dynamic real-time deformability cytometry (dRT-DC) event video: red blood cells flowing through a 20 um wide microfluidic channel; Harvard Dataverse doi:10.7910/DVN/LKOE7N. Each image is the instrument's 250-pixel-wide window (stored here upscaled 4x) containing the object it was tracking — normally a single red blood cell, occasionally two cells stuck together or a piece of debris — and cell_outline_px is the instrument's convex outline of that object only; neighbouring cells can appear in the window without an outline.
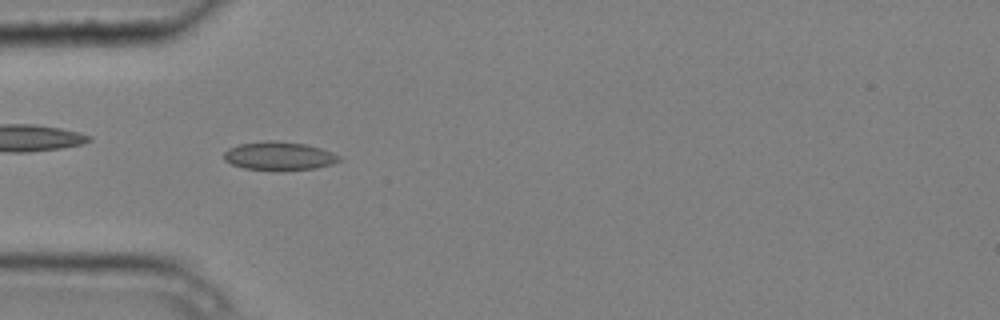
{"species": "common noctule bat (a hibernating species)", "species_latin": "Nyctalus noctula", "temperature_condition": "cold", "stored_images_in_passage": 7, "camera_frame_rate_fps": 3000, "um_per_image_px": 0.085, "animal": {"sex": "male", "body_mass_g": 20.4}, "frame": {"image": 1, "passage_image": 6, "time_ms": 1.667, "image_size_px": [1000, 320], "cell_outline_px": [[340, 160], [332, 164], [316, 168], [244, 168], [232, 164], [224, 160], [224, 152], [228, 148], [240, 144], [268, 140], [276, 140], [304, 144], [320, 148], [332, 152], [340, 156]], "centroid_in_image_um": [23.71, 13.21], "position_along_channel_um": 61.3, "area_um2": 18.38}}